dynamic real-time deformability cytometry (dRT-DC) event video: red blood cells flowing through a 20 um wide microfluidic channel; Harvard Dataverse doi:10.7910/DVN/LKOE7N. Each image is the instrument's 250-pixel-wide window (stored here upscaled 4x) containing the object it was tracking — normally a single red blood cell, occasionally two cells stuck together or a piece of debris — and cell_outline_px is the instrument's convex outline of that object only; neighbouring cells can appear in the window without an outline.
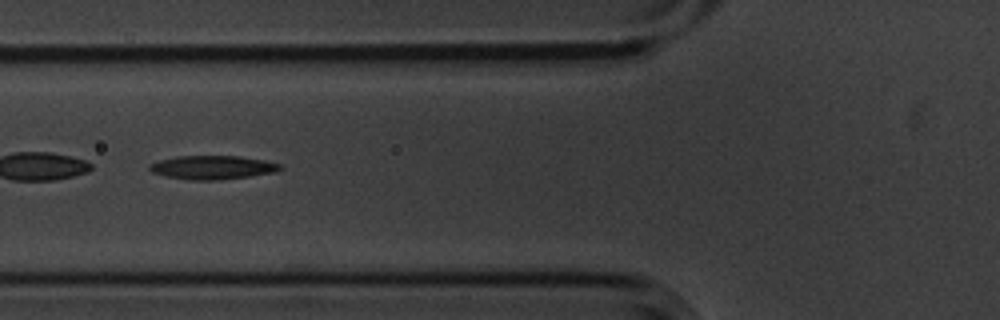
{"species": "common noctule bat (a hibernating species)", "species_latin": "Nyctalus noctula", "temperature_condition": "cold", "stored_images_in_passage": 41, "camera_frame_rate_fps": 3000, "um_per_image_px": 0.085, "animal": {"sex": "male", "body_mass_g": 20.1, "forearm_length_mm": 53.5}, "frame": {"image": 1, "passage_image": 7, "time_ms": 2.0, "image_size_px": [1000, 320], "cell_outline_px": [[284, 168], [276, 172], [248, 176], [216, 180], [192, 180], [164, 176], [152, 172], [148, 168], [148, 164], [160, 160], [176, 156], [240, 156], [264, 160], [280, 164]], "centroid_in_image_um": [18.05, 14.22], "position_along_channel_um": 107.8, "area_um2": 18.03}}
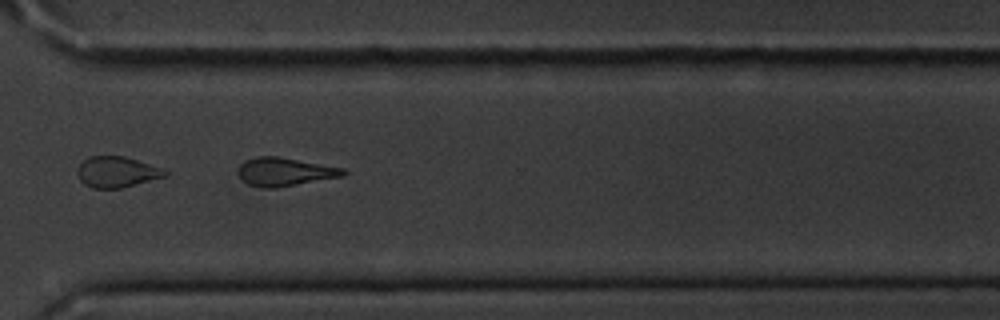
{"frame": {"image": 2, "passage_image": 27, "time_ms": 8.667, "image_size_px": [1000, 320], "cell_outline_px": [[348, 172], [344, 176], [276, 188], [268, 188], [248, 184], [236, 172], [240, 164], [248, 160], [260, 156], [276, 156], [344, 168]], "centroid_in_image_um": [24.23, 14.61], "position_along_channel_um": 346.4, "area_um2": 17.17}}
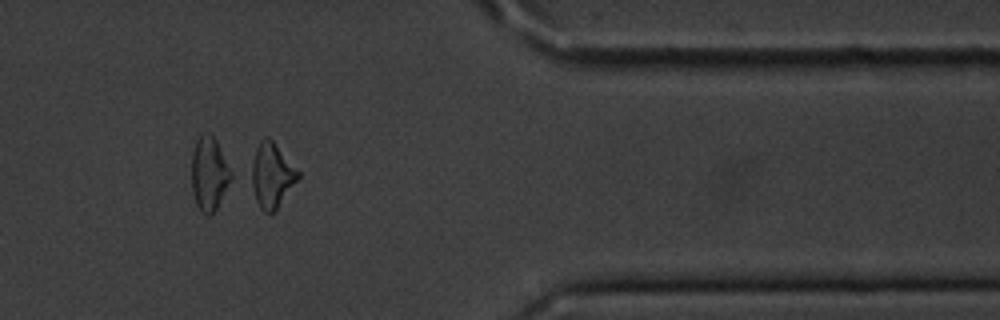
{"frame": {"image": 3, "passage_image": 32, "time_ms": 10.333, "image_size_px": [1000, 320], "cell_outline_px": [[300, 176], [276, 208], [272, 212], [264, 212], [260, 208], [244, 176], [244, 172], [260, 140], [264, 136], [268, 136], [272, 140], [300, 172]], "centroid_in_image_um": [22.96, 14.86], "position_along_channel_um": 388.4, "area_um2": 18.38}, "authors_computed_cell_mechanics": {"area_um2": 17.8024, "velocity_mm_per_s": 3.5771, "shape_relaxation_time_tau1_ms": 3.121, "shape_relaxation_time_tau2_ms": 6.672, "deformation_change_tau1": 0.1595, "deformation_change_tau2": 0.1912}}